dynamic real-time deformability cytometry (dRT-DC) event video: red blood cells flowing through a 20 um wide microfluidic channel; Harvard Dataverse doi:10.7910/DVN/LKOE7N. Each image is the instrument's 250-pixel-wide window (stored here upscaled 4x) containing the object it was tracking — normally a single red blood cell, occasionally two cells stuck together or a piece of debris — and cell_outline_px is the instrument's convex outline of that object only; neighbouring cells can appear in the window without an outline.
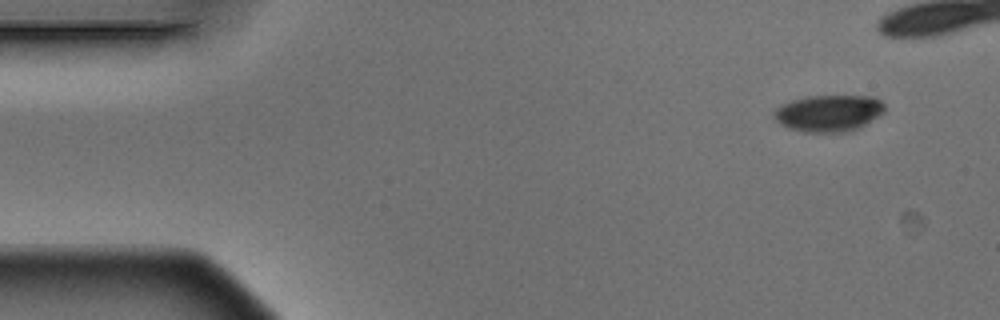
{"species": "Egyptian fruit bat (a non-hibernating species)", "species_latin": "Rousettus aegyptiacus", "temperature_condition": "warm", "stored_images_in_passage": 4, "camera_frame_rate_fps": 3000, "um_per_image_px": 0.085, "animal": {"sex": "male"}, "frame": {"image": 1, "passage_image": 1, "time_ms": 0.0, "image_size_px": [1000, 320], "cell_outline_px": [[884, 112], [864, 124], [848, 132], [804, 132], [788, 128], [780, 124], [776, 120], [772, 112], [780, 104], [792, 100], [808, 96], [876, 96], [884, 104]], "centroid_in_image_um": [70.4, 9.61], "position_along_channel_um": 14.6, "area_um2": 23.64}}